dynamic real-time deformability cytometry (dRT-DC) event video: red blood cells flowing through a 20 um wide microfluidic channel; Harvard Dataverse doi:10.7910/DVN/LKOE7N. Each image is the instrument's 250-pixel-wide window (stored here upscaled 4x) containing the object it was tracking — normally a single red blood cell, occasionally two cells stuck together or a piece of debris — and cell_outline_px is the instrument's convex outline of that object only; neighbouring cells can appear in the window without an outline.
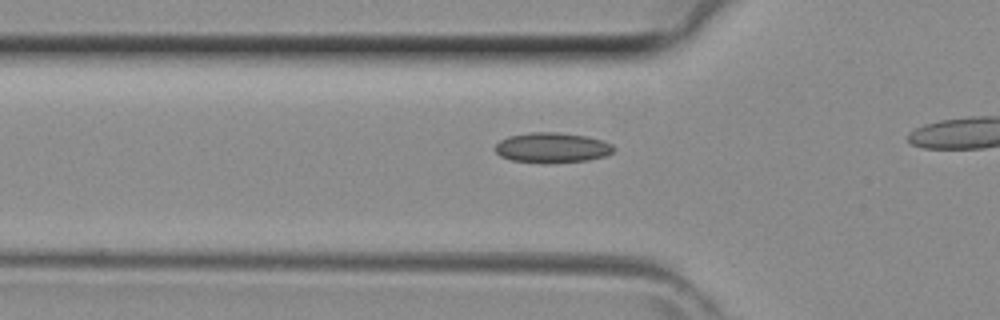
{"species": "common noctule bat (a hibernating species)", "species_latin": "Nyctalus noctula", "temperature_condition": "room temperature", "stored_images_in_passage": 11, "camera_frame_rate_fps": 3000, "um_per_image_px": 0.085, "animal": {"sex": "female", "body_mass_g": 29.2, "forearm_length_mm": 56.3}, "frame": {"image": 1, "passage_image": 4, "time_ms": 1.0, "image_size_px": [1000, 320], "cell_outline_px": [[616, 148], [612, 152], [604, 156], [588, 160], [548, 164], [544, 164], [512, 160], [500, 156], [492, 148], [500, 140], [508, 136], [532, 132], [556, 132], [588, 136], [612, 144]], "centroid_in_image_um": [46.9, 12.56], "position_along_channel_um": 78.9, "area_um2": 21.1}}
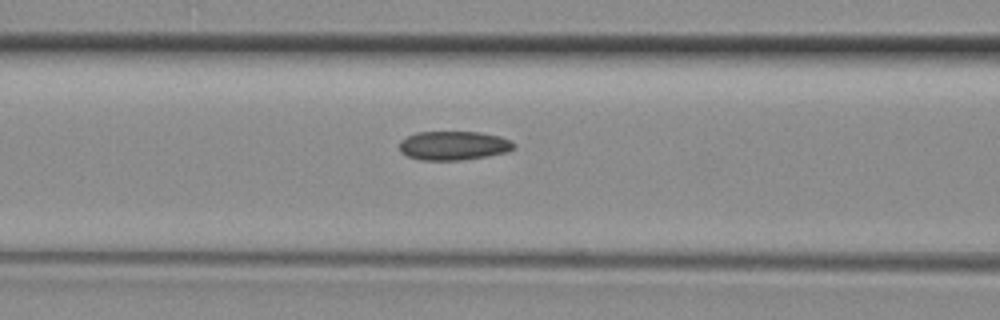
{"frame": {"image": 2, "passage_image": 7, "time_ms": 2.0, "image_size_px": [1000, 320], "cell_outline_px": [[516, 148], [508, 152], [460, 160], [420, 160], [408, 156], [400, 152], [400, 140], [416, 132], [480, 132], [500, 136], [512, 140], [516, 144]], "centroid_in_image_um": [38.58, 12.37], "position_along_channel_um": 128.0, "area_um2": 19.42}}
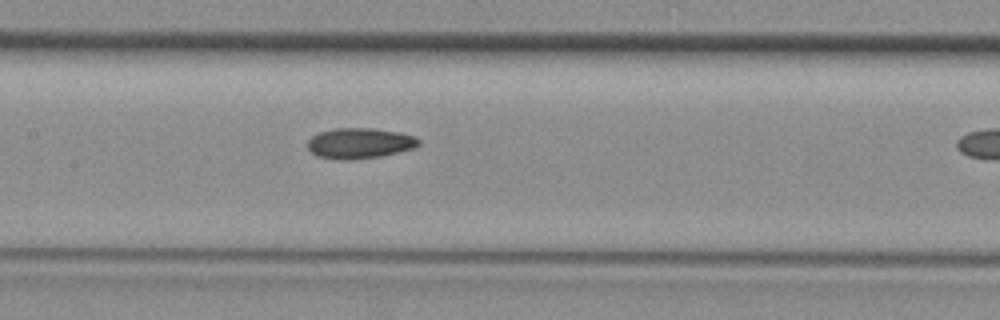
{"frame": {"image": 3, "passage_image": 10, "time_ms": 3.0, "image_size_px": [1000, 320], "cell_outline_px": [[420, 144], [416, 148], [380, 156], [352, 160], [340, 160], [316, 156], [308, 148], [308, 140], [312, 136], [320, 132], [336, 128], [376, 128], [400, 132], [416, 136], [420, 140]], "centroid_in_image_um": [30.61, 12.17], "position_along_channel_um": 176.8, "area_um2": 20.0}}